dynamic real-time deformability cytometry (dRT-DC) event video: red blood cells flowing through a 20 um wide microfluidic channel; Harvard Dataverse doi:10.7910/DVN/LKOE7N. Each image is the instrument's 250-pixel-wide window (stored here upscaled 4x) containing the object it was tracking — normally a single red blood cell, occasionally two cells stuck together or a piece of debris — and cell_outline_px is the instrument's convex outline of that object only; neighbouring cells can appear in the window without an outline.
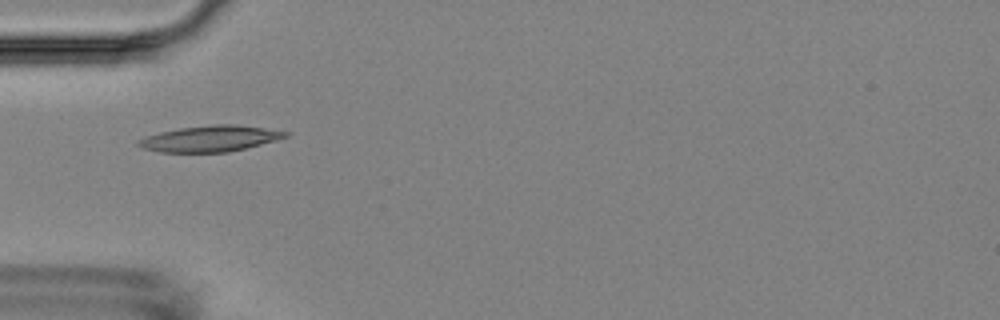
{"species": "Egyptian fruit bat (a non-hibernating species)", "species_latin": "Rousettus aegyptiacus", "temperature_condition": "room temperature", "stored_images_in_passage": 6, "camera_frame_rate_fps": 3000, "um_per_image_px": 0.085, "animal": {"sex": "female"}, "frame": {"image": 1, "passage_image": 5, "time_ms": 4.667, "image_size_px": [1000, 320], "cell_outline_px": [[292, 132], [288, 136], [276, 140], [228, 152], [160, 152], [144, 148], [136, 144], [136, 140], [160, 132], [180, 128], [212, 124], [236, 124]], "centroid_in_image_um": [17.87, 11.77], "position_along_channel_um": 67.1, "area_um2": 22.14}}